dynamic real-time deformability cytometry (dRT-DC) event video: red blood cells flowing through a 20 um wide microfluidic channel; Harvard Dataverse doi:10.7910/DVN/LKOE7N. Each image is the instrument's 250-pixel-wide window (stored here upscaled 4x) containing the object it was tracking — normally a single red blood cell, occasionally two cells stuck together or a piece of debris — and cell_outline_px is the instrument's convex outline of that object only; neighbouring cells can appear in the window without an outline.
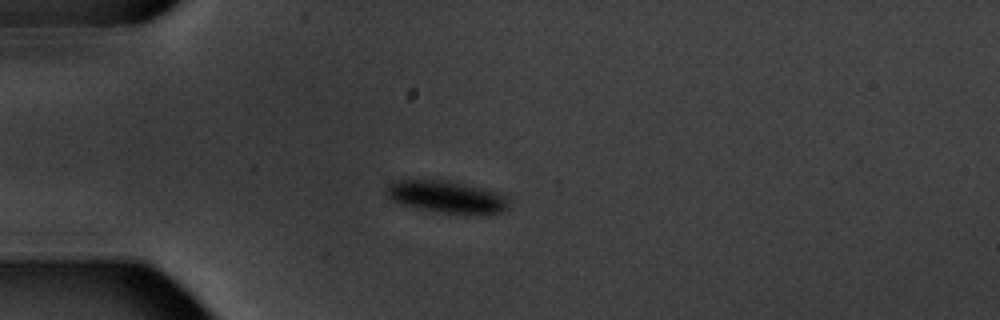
{"species": "common noctule bat (a hibernating species)", "species_latin": "Nyctalus noctula", "temperature_condition": "warm", "stored_images_in_passage": 10, "camera_frame_rate_fps": 3000, "um_per_image_px": 0.085, "animal": {"sex": "male", "body_mass_g": 20.1, "forearm_length_mm": 53.5}, "frame": {"image": 1, "passage_image": 4, "time_ms": 3.667, "image_size_px": [1000, 320], "cell_outline_px": [[508, 208], [504, 212], [484, 216], [480, 216], [444, 212], [420, 208], [400, 204], [392, 200], [384, 192], [384, 188], [388, 184], [396, 180], [440, 180], [480, 188], [504, 196], [508, 204]], "centroid_in_image_um": [37.93, 16.77], "position_along_channel_um": 47.1, "area_um2": 22.72}}
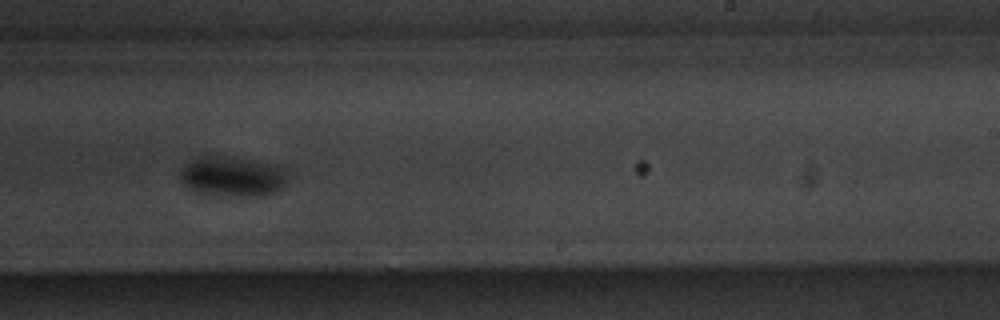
{"frame": {"image": 2, "passage_image": 10, "time_ms": 10.667, "image_size_px": [1000, 320], "cell_outline_px": [[288, 184], [276, 192], [264, 196], [228, 196], [196, 192], [188, 188], [180, 180], [180, 172], [196, 156], [224, 156], [276, 164], [284, 168], [288, 172]], "centroid_in_image_um": [19.83, 15.01], "position_along_channel_um": 269.2, "area_um2": 25.43}}